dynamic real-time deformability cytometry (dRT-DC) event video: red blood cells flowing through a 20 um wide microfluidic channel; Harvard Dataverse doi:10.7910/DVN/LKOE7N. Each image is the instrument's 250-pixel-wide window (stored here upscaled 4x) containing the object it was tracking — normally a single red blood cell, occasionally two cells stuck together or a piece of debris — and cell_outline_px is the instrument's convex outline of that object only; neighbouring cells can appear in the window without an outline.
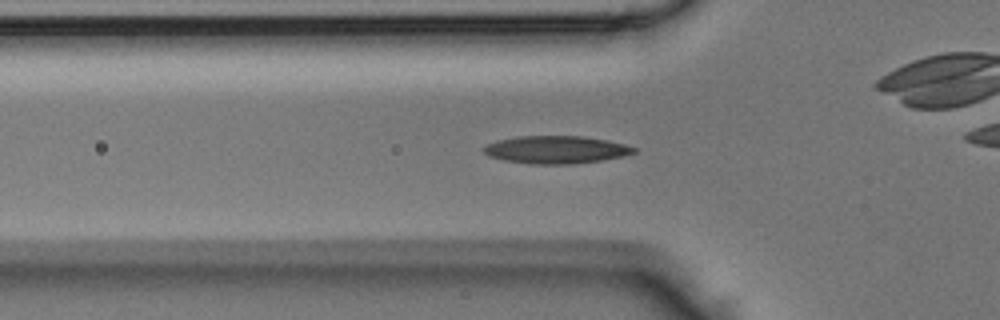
{"species": "Egyptian fruit bat (a non-hibernating species)", "species_latin": "Rousettus aegyptiacus", "temperature_condition": "room temperature", "stored_images_in_passage": 32, "camera_frame_rate_fps": 3000, "um_per_image_px": 0.085, "animal": {"sex": "male"}, "frame": {"image": 1, "passage_image": 6, "time_ms": 1.667, "image_size_px": [1000, 320], "cell_outline_px": [[636, 152], [624, 156], [600, 160], [572, 164], [532, 164], [504, 160], [488, 156], [484, 152], [484, 148], [488, 144], [500, 140], [516, 136], [584, 136], [608, 140], [624, 144], [636, 148]], "centroid_in_image_um": [47.29, 12.72], "position_along_channel_um": 78.5, "area_um2": 24.1}}
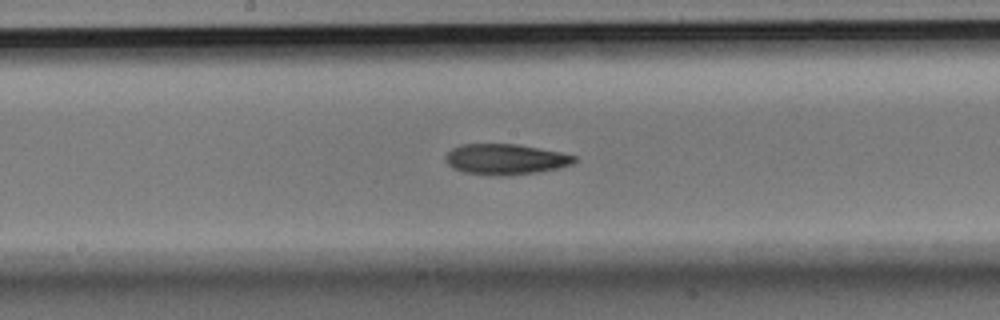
{"frame": {"image": 2, "passage_image": 14, "time_ms": 4.333, "image_size_px": [1000, 320], "cell_outline_px": [[576, 160], [572, 164], [560, 168], [536, 172], [504, 176], [500, 176], [464, 172], [452, 168], [444, 160], [444, 156], [452, 148], [460, 144], [516, 144], [560, 152], [576, 156]], "centroid_in_image_um": [42.94, 13.53], "position_along_channel_um": 205.3, "area_um2": 23.0}}
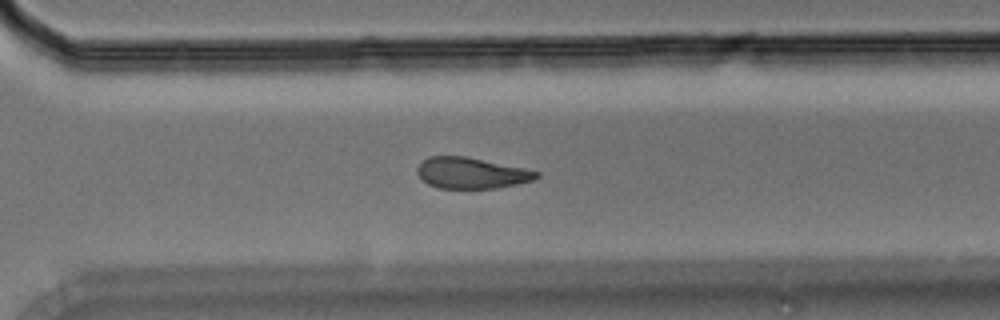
{"frame": {"image": 3, "passage_image": 22, "time_ms": 7.0, "image_size_px": [1000, 320], "cell_outline_px": [[540, 176], [532, 180], [516, 184], [496, 188], [436, 188], [428, 184], [416, 172], [416, 168], [428, 156], [464, 156], [540, 172]], "centroid_in_image_um": [40.02, 14.71], "position_along_channel_um": 330.6, "area_um2": 21.21}}